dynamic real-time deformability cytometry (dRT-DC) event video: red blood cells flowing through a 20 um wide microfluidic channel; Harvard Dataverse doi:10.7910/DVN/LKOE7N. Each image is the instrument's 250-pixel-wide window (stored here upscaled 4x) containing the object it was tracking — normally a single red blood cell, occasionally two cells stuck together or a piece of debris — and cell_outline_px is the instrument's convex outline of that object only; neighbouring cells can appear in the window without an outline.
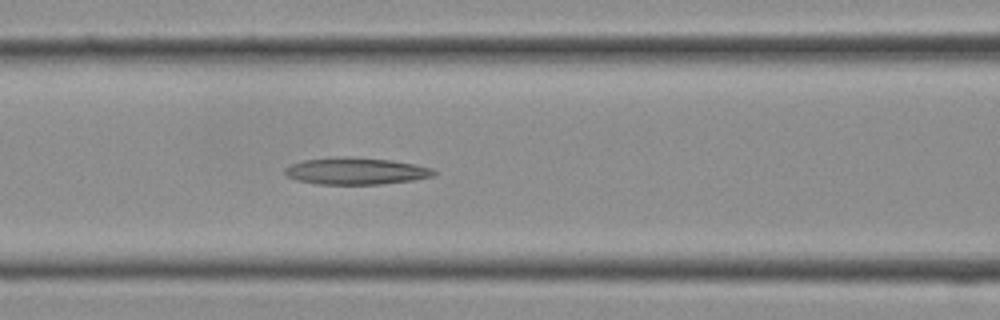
{"species": "Egyptian fruit bat (a non-hibernating species)", "species_latin": "Rousettus aegyptiacus", "temperature_condition": "cold", "stored_images_in_passage": 12, "camera_frame_rate_fps": 3000, "um_per_image_px": 0.085, "frame": {"image": 1, "passage_image": 12, "time_ms": 3.667, "image_size_px": [1000, 320], "cell_outline_px": [[436, 176], [412, 180], [380, 184], [320, 184], [296, 180], [288, 176], [284, 172], [284, 168], [292, 164], [304, 160], [332, 156], [352, 156], [392, 160], [416, 164], [432, 168], [436, 172]], "centroid_in_image_um": [30.27, 14.52], "position_along_channel_um": 136.3, "area_um2": 23.58}}